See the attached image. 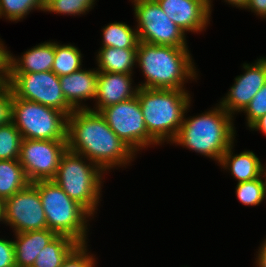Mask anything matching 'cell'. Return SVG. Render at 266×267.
Wrapping results in <instances>:
<instances>
[{
	"label": "cell",
	"instance_id": "obj_1",
	"mask_svg": "<svg viewBox=\"0 0 266 267\" xmlns=\"http://www.w3.org/2000/svg\"><path fill=\"white\" fill-rule=\"evenodd\" d=\"M67 146L103 171L127 165L135 152L108 126L104 116L93 109L74 110L67 117Z\"/></svg>",
	"mask_w": 266,
	"mask_h": 267
},
{
	"label": "cell",
	"instance_id": "obj_2",
	"mask_svg": "<svg viewBox=\"0 0 266 267\" xmlns=\"http://www.w3.org/2000/svg\"><path fill=\"white\" fill-rule=\"evenodd\" d=\"M190 55L187 47L152 45L139 41L136 62L146 81L138 87L184 90L185 80L196 78Z\"/></svg>",
	"mask_w": 266,
	"mask_h": 267
},
{
	"label": "cell",
	"instance_id": "obj_3",
	"mask_svg": "<svg viewBox=\"0 0 266 267\" xmlns=\"http://www.w3.org/2000/svg\"><path fill=\"white\" fill-rule=\"evenodd\" d=\"M218 105L202 115L184 118L172 143L194 150L219 163L223 154L234 143L235 127L233 116Z\"/></svg>",
	"mask_w": 266,
	"mask_h": 267
},
{
	"label": "cell",
	"instance_id": "obj_4",
	"mask_svg": "<svg viewBox=\"0 0 266 267\" xmlns=\"http://www.w3.org/2000/svg\"><path fill=\"white\" fill-rule=\"evenodd\" d=\"M189 95L187 91L179 89L138 87L137 97L145 126L158 144L167 140L172 143L176 138L190 106Z\"/></svg>",
	"mask_w": 266,
	"mask_h": 267
},
{
	"label": "cell",
	"instance_id": "obj_5",
	"mask_svg": "<svg viewBox=\"0 0 266 267\" xmlns=\"http://www.w3.org/2000/svg\"><path fill=\"white\" fill-rule=\"evenodd\" d=\"M39 191L47 228L57 235H66L78 243H86L87 221L92 215L71 199L53 180L32 183Z\"/></svg>",
	"mask_w": 266,
	"mask_h": 267
},
{
	"label": "cell",
	"instance_id": "obj_6",
	"mask_svg": "<svg viewBox=\"0 0 266 267\" xmlns=\"http://www.w3.org/2000/svg\"><path fill=\"white\" fill-rule=\"evenodd\" d=\"M83 157L67 149L53 181L93 216L100 198L103 170L92 161L86 164Z\"/></svg>",
	"mask_w": 266,
	"mask_h": 267
},
{
	"label": "cell",
	"instance_id": "obj_7",
	"mask_svg": "<svg viewBox=\"0 0 266 267\" xmlns=\"http://www.w3.org/2000/svg\"><path fill=\"white\" fill-rule=\"evenodd\" d=\"M67 115L13 94L12 122L23 139L67 141Z\"/></svg>",
	"mask_w": 266,
	"mask_h": 267
},
{
	"label": "cell",
	"instance_id": "obj_8",
	"mask_svg": "<svg viewBox=\"0 0 266 267\" xmlns=\"http://www.w3.org/2000/svg\"><path fill=\"white\" fill-rule=\"evenodd\" d=\"M8 85L17 98L57 109L67 116L74 111L63 96L60 78L53 71L9 73Z\"/></svg>",
	"mask_w": 266,
	"mask_h": 267
},
{
	"label": "cell",
	"instance_id": "obj_9",
	"mask_svg": "<svg viewBox=\"0 0 266 267\" xmlns=\"http://www.w3.org/2000/svg\"><path fill=\"white\" fill-rule=\"evenodd\" d=\"M133 3L139 41L187 47L185 32L170 20L156 0H133Z\"/></svg>",
	"mask_w": 266,
	"mask_h": 267
},
{
	"label": "cell",
	"instance_id": "obj_10",
	"mask_svg": "<svg viewBox=\"0 0 266 267\" xmlns=\"http://www.w3.org/2000/svg\"><path fill=\"white\" fill-rule=\"evenodd\" d=\"M100 113L106 119L111 130L135 153L139 149L148 147V145L158 144L147 131L137 96L107 106Z\"/></svg>",
	"mask_w": 266,
	"mask_h": 267
},
{
	"label": "cell",
	"instance_id": "obj_11",
	"mask_svg": "<svg viewBox=\"0 0 266 267\" xmlns=\"http://www.w3.org/2000/svg\"><path fill=\"white\" fill-rule=\"evenodd\" d=\"M67 149V141L23 139L19 162L30 183L53 180Z\"/></svg>",
	"mask_w": 266,
	"mask_h": 267
},
{
	"label": "cell",
	"instance_id": "obj_12",
	"mask_svg": "<svg viewBox=\"0 0 266 267\" xmlns=\"http://www.w3.org/2000/svg\"><path fill=\"white\" fill-rule=\"evenodd\" d=\"M3 222L15 233L47 229L39 191L32 183L3 202Z\"/></svg>",
	"mask_w": 266,
	"mask_h": 267
},
{
	"label": "cell",
	"instance_id": "obj_13",
	"mask_svg": "<svg viewBox=\"0 0 266 267\" xmlns=\"http://www.w3.org/2000/svg\"><path fill=\"white\" fill-rule=\"evenodd\" d=\"M244 74L235 78L234 85L220 105L231 116L234 112L243 111L253 97L266 83V58L258 59L255 64H243Z\"/></svg>",
	"mask_w": 266,
	"mask_h": 267
},
{
	"label": "cell",
	"instance_id": "obj_14",
	"mask_svg": "<svg viewBox=\"0 0 266 267\" xmlns=\"http://www.w3.org/2000/svg\"><path fill=\"white\" fill-rule=\"evenodd\" d=\"M162 10L184 32H201L211 14L209 0H156Z\"/></svg>",
	"mask_w": 266,
	"mask_h": 267
},
{
	"label": "cell",
	"instance_id": "obj_15",
	"mask_svg": "<svg viewBox=\"0 0 266 267\" xmlns=\"http://www.w3.org/2000/svg\"><path fill=\"white\" fill-rule=\"evenodd\" d=\"M131 74L109 73L98 71L96 87V109L100 112L103 108L127 101L137 96L138 86L135 90L131 86Z\"/></svg>",
	"mask_w": 266,
	"mask_h": 267
},
{
	"label": "cell",
	"instance_id": "obj_16",
	"mask_svg": "<svg viewBox=\"0 0 266 267\" xmlns=\"http://www.w3.org/2000/svg\"><path fill=\"white\" fill-rule=\"evenodd\" d=\"M60 85L67 103L74 109H88L80 102L86 99H95L98 79L97 70L80 69L69 75L60 76Z\"/></svg>",
	"mask_w": 266,
	"mask_h": 267
},
{
	"label": "cell",
	"instance_id": "obj_17",
	"mask_svg": "<svg viewBox=\"0 0 266 267\" xmlns=\"http://www.w3.org/2000/svg\"><path fill=\"white\" fill-rule=\"evenodd\" d=\"M15 235L16 240L13 241V244L17 267H32L38 253L57 236L54 231L48 228L15 233Z\"/></svg>",
	"mask_w": 266,
	"mask_h": 267
},
{
	"label": "cell",
	"instance_id": "obj_18",
	"mask_svg": "<svg viewBox=\"0 0 266 267\" xmlns=\"http://www.w3.org/2000/svg\"><path fill=\"white\" fill-rule=\"evenodd\" d=\"M55 57V42H44L27 50L19 59L9 54V73L51 71Z\"/></svg>",
	"mask_w": 266,
	"mask_h": 267
},
{
	"label": "cell",
	"instance_id": "obj_19",
	"mask_svg": "<svg viewBox=\"0 0 266 267\" xmlns=\"http://www.w3.org/2000/svg\"><path fill=\"white\" fill-rule=\"evenodd\" d=\"M232 147L231 145L223 154L220 165L228 168L238 183L259 178L263 167L259 158L252 151H244L233 156Z\"/></svg>",
	"mask_w": 266,
	"mask_h": 267
},
{
	"label": "cell",
	"instance_id": "obj_20",
	"mask_svg": "<svg viewBox=\"0 0 266 267\" xmlns=\"http://www.w3.org/2000/svg\"><path fill=\"white\" fill-rule=\"evenodd\" d=\"M96 58L98 71L132 74L131 71L137 58V49L102 47Z\"/></svg>",
	"mask_w": 266,
	"mask_h": 267
},
{
	"label": "cell",
	"instance_id": "obj_21",
	"mask_svg": "<svg viewBox=\"0 0 266 267\" xmlns=\"http://www.w3.org/2000/svg\"><path fill=\"white\" fill-rule=\"evenodd\" d=\"M29 184L19 160H0V200L4 202Z\"/></svg>",
	"mask_w": 266,
	"mask_h": 267
},
{
	"label": "cell",
	"instance_id": "obj_22",
	"mask_svg": "<svg viewBox=\"0 0 266 267\" xmlns=\"http://www.w3.org/2000/svg\"><path fill=\"white\" fill-rule=\"evenodd\" d=\"M78 244L69 236L57 235L38 253L32 267H60Z\"/></svg>",
	"mask_w": 266,
	"mask_h": 267
},
{
	"label": "cell",
	"instance_id": "obj_23",
	"mask_svg": "<svg viewBox=\"0 0 266 267\" xmlns=\"http://www.w3.org/2000/svg\"><path fill=\"white\" fill-rule=\"evenodd\" d=\"M138 32L125 23L114 22L103 28L102 47L137 49Z\"/></svg>",
	"mask_w": 266,
	"mask_h": 267
},
{
	"label": "cell",
	"instance_id": "obj_24",
	"mask_svg": "<svg viewBox=\"0 0 266 267\" xmlns=\"http://www.w3.org/2000/svg\"><path fill=\"white\" fill-rule=\"evenodd\" d=\"M82 54L80 50L71 45L55 43V57L52 70L58 77L69 75L81 69Z\"/></svg>",
	"mask_w": 266,
	"mask_h": 267
},
{
	"label": "cell",
	"instance_id": "obj_25",
	"mask_svg": "<svg viewBox=\"0 0 266 267\" xmlns=\"http://www.w3.org/2000/svg\"><path fill=\"white\" fill-rule=\"evenodd\" d=\"M22 140L12 121L0 126V160H19Z\"/></svg>",
	"mask_w": 266,
	"mask_h": 267
},
{
	"label": "cell",
	"instance_id": "obj_26",
	"mask_svg": "<svg viewBox=\"0 0 266 267\" xmlns=\"http://www.w3.org/2000/svg\"><path fill=\"white\" fill-rule=\"evenodd\" d=\"M33 9L44 11L41 0H0V18L19 21Z\"/></svg>",
	"mask_w": 266,
	"mask_h": 267
},
{
	"label": "cell",
	"instance_id": "obj_27",
	"mask_svg": "<svg viewBox=\"0 0 266 267\" xmlns=\"http://www.w3.org/2000/svg\"><path fill=\"white\" fill-rule=\"evenodd\" d=\"M263 178L240 182L236 186L237 198L244 205L257 206L265 199Z\"/></svg>",
	"mask_w": 266,
	"mask_h": 267
},
{
	"label": "cell",
	"instance_id": "obj_28",
	"mask_svg": "<svg viewBox=\"0 0 266 267\" xmlns=\"http://www.w3.org/2000/svg\"><path fill=\"white\" fill-rule=\"evenodd\" d=\"M95 0H53L44 11H50L58 14L80 15L92 9Z\"/></svg>",
	"mask_w": 266,
	"mask_h": 267
},
{
	"label": "cell",
	"instance_id": "obj_29",
	"mask_svg": "<svg viewBox=\"0 0 266 267\" xmlns=\"http://www.w3.org/2000/svg\"><path fill=\"white\" fill-rule=\"evenodd\" d=\"M86 243H79L64 259L60 267H94L95 258L88 255Z\"/></svg>",
	"mask_w": 266,
	"mask_h": 267
},
{
	"label": "cell",
	"instance_id": "obj_30",
	"mask_svg": "<svg viewBox=\"0 0 266 267\" xmlns=\"http://www.w3.org/2000/svg\"><path fill=\"white\" fill-rule=\"evenodd\" d=\"M247 115V124L250 127L256 120L266 114V83L253 97L243 110Z\"/></svg>",
	"mask_w": 266,
	"mask_h": 267
},
{
	"label": "cell",
	"instance_id": "obj_31",
	"mask_svg": "<svg viewBox=\"0 0 266 267\" xmlns=\"http://www.w3.org/2000/svg\"><path fill=\"white\" fill-rule=\"evenodd\" d=\"M13 91L6 84L0 87V126L12 121Z\"/></svg>",
	"mask_w": 266,
	"mask_h": 267
},
{
	"label": "cell",
	"instance_id": "obj_32",
	"mask_svg": "<svg viewBox=\"0 0 266 267\" xmlns=\"http://www.w3.org/2000/svg\"><path fill=\"white\" fill-rule=\"evenodd\" d=\"M15 266V248L13 241L0 238V267Z\"/></svg>",
	"mask_w": 266,
	"mask_h": 267
},
{
	"label": "cell",
	"instance_id": "obj_33",
	"mask_svg": "<svg viewBox=\"0 0 266 267\" xmlns=\"http://www.w3.org/2000/svg\"><path fill=\"white\" fill-rule=\"evenodd\" d=\"M245 9H250L257 15L266 18V0H249Z\"/></svg>",
	"mask_w": 266,
	"mask_h": 267
},
{
	"label": "cell",
	"instance_id": "obj_34",
	"mask_svg": "<svg viewBox=\"0 0 266 267\" xmlns=\"http://www.w3.org/2000/svg\"><path fill=\"white\" fill-rule=\"evenodd\" d=\"M259 250L260 251L258 252L257 256L258 258L256 260L257 266L266 267V239Z\"/></svg>",
	"mask_w": 266,
	"mask_h": 267
},
{
	"label": "cell",
	"instance_id": "obj_35",
	"mask_svg": "<svg viewBox=\"0 0 266 267\" xmlns=\"http://www.w3.org/2000/svg\"><path fill=\"white\" fill-rule=\"evenodd\" d=\"M249 128L253 130H261L266 135V114L256 120Z\"/></svg>",
	"mask_w": 266,
	"mask_h": 267
},
{
	"label": "cell",
	"instance_id": "obj_36",
	"mask_svg": "<svg viewBox=\"0 0 266 267\" xmlns=\"http://www.w3.org/2000/svg\"><path fill=\"white\" fill-rule=\"evenodd\" d=\"M225 2L230 3L231 5H235L240 8H245V6L248 4L249 0H225Z\"/></svg>",
	"mask_w": 266,
	"mask_h": 267
},
{
	"label": "cell",
	"instance_id": "obj_37",
	"mask_svg": "<svg viewBox=\"0 0 266 267\" xmlns=\"http://www.w3.org/2000/svg\"><path fill=\"white\" fill-rule=\"evenodd\" d=\"M265 168L262 167L261 176L263 175V177L265 178V181L263 180V185H264V192H265V197H266V169Z\"/></svg>",
	"mask_w": 266,
	"mask_h": 267
},
{
	"label": "cell",
	"instance_id": "obj_38",
	"mask_svg": "<svg viewBox=\"0 0 266 267\" xmlns=\"http://www.w3.org/2000/svg\"><path fill=\"white\" fill-rule=\"evenodd\" d=\"M0 221H3V201L0 200Z\"/></svg>",
	"mask_w": 266,
	"mask_h": 267
},
{
	"label": "cell",
	"instance_id": "obj_39",
	"mask_svg": "<svg viewBox=\"0 0 266 267\" xmlns=\"http://www.w3.org/2000/svg\"><path fill=\"white\" fill-rule=\"evenodd\" d=\"M51 1H53V0H41L43 8H45Z\"/></svg>",
	"mask_w": 266,
	"mask_h": 267
},
{
	"label": "cell",
	"instance_id": "obj_40",
	"mask_svg": "<svg viewBox=\"0 0 266 267\" xmlns=\"http://www.w3.org/2000/svg\"><path fill=\"white\" fill-rule=\"evenodd\" d=\"M211 2H212V1H211V0H209V6H210V10H211V7H212V6H211Z\"/></svg>",
	"mask_w": 266,
	"mask_h": 267
}]
</instances>
